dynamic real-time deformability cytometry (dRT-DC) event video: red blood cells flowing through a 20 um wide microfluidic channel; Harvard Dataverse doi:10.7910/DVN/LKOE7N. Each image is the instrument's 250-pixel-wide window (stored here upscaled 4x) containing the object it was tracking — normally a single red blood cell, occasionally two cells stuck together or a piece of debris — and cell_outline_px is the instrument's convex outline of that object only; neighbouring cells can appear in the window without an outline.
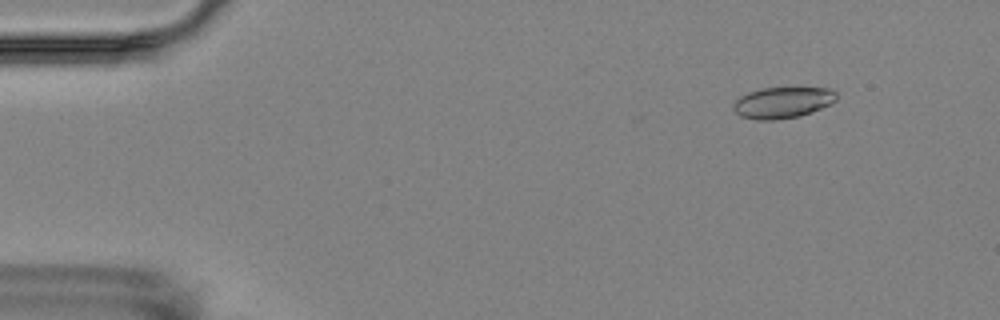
{"species": "Egyptian fruit bat (a non-hibernating species)", "species_latin": "Rousettus aegyptiacus", "temperature_condition": "room temperature", "stored_images_in_passage": 5, "camera_frame_rate_fps": 3000, "um_per_image_px": 0.085, "animal": {"sex": "female"}, "frame": {"image": 1, "passage_image": 2, "time_ms": 1.0, "image_size_px": [1000, 320], "cell_outline_px": [[836, 100], [832, 104], [812, 112], [800, 116], [776, 120], [756, 120], [740, 116], [732, 108], [732, 104], [740, 96], [748, 92], [760, 88], [832, 88], [836, 92]], "centroid_in_image_um": [66.52, 8.72], "position_along_channel_um": 18.5, "area_um2": 18.96}}